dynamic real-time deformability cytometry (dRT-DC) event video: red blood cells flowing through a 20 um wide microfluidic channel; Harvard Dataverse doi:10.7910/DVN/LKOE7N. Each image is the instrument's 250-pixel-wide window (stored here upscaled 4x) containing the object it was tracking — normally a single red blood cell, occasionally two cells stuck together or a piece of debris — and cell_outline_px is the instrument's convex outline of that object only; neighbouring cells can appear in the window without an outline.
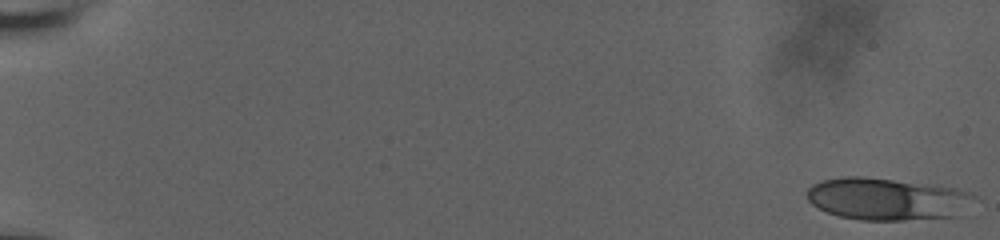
{"species": "human", "species_latin": "Homo sapiens", "temperature_condition": "room temperature", "stored_images_in_passage": 56, "camera_frame_rate_fps": 3000, "um_per_image_px": 0.085, "donor": {"sex": "male"}, "frame": {"image": 1, "passage_image": 1, "time_ms": 0.0, "image_size_px": [1000, 240], "cell_outline_px": [[980, 200], [960, 216], [904, 220], [860, 220], [840, 216], [828, 212], [812, 204], [808, 200], [808, 188], [812, 184], [824, 180], [844, 176], [860, 176], [936, 184], [956, 188], [972, 192]], "centroid_in_image_um": [75.54, 16.91], "position_along_channel_um": 9.5, "area_um2": 41.91}}
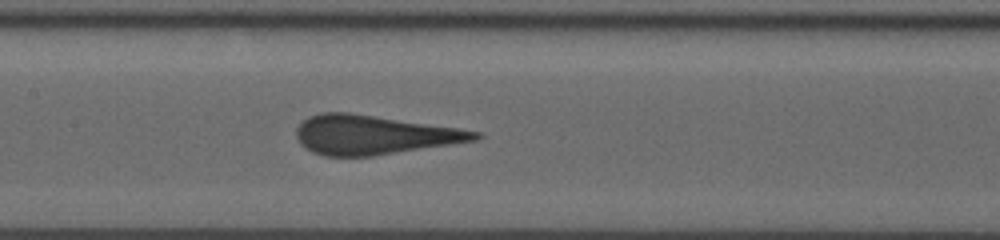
{"frame": {"image": 2, "passage_image": 31, "time_ms": 10.0, "image_size_px": [1000, 240], "cell_outline_px": [[484, 136], [476, 140], [372, 156], [324, 156], [312, 152], [300, 144], [296, 136], [296, 128], [308, 116], [324, 112], [348, 112], [456, 128], [480, 132]], "centroid_in_image_um": [31.71, 11.46], "position_along_channel_um": 175.7, "area_um2": 40.29}}
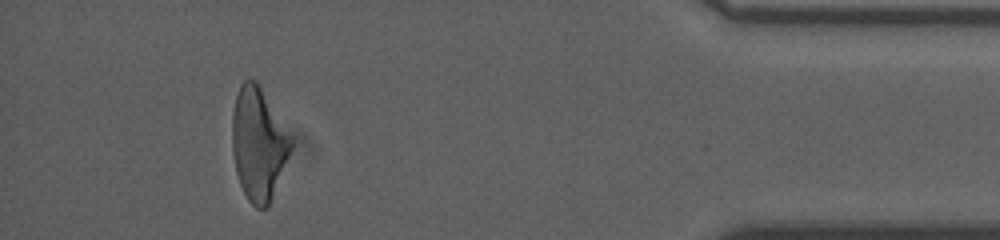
{"frame": {"image": 3, "passage_image": 54, "time_ms": 17.667, "image_size_px": [1000, 240], "cell_outline_px": [[292, 148], [268, 208], [256, 208], [248, 200], [240, 184], [236, 172], [232, 148], [232, 112], [236, 96], [240, 84], [244, 80], [256, 80], [292, 140]], "centroid_in_image_um": [21.94, 12.26], "position_along_channel_um": 413.3, "area_um2": 38.03}}